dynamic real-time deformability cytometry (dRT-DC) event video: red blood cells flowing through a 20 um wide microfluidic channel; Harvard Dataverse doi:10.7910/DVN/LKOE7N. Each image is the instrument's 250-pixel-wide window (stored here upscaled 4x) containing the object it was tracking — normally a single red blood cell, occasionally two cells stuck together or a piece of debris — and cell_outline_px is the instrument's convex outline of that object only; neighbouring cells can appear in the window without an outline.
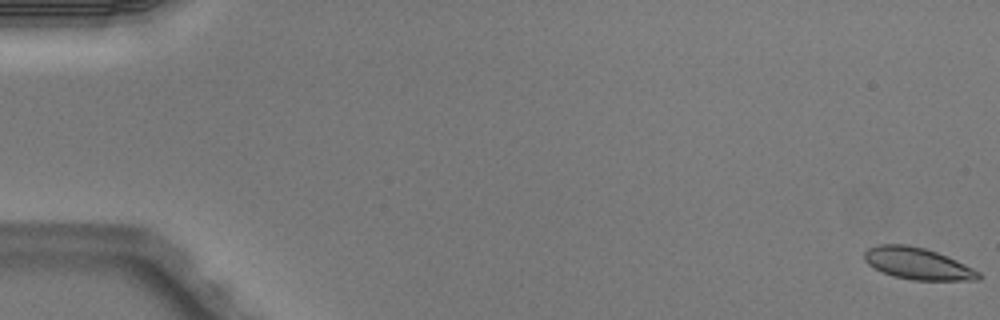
{"species": "Egyptian fruit bat (a non-hibernating species)", "species_latin": "Rousettus aegyptiacus", "temperature_condition": "warm", "stored_images_in_passage": 6, "camera_frame_rate_fps": 3000, "um_per_image_px": 0.085, "animal": {"sex": "male"}, "frame": {"image": 1, "passage_image": 1, "time_ms": 0.0, "image_size_px": [1000, 320], "cell_outline_px": [[984, 276], [980, 280], [912, 280], [892, 276], [880, 272], [868, 264], [864, 260], [864, 252], [868, 248], [880, 244], [908, 244], [924, 248], [948, 256], [980, 272]], "centroid_in_image_um": [77.99, 22.41], "position_along_channel_um": 7.0, "area_um2": 21.33}}
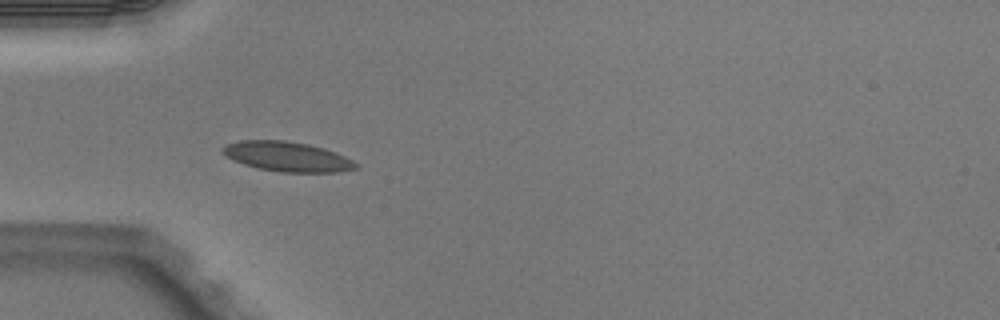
{"frame": {"image": 2, "passage_image": 5, "time_ms": 1.333, "image_size_px": [1000, 320], "cell_outline_px": [[360, 168], [340, 172], [280, 172], [256, 168], [232, 160], [220, 152], [220, 148], [224, 144], [240, 140], [284, 140], [308, 144], [324, 148], [336, 152], [360, 164]], "centroid_in_image_um": [24.4, 13.31], "position_along_channel_um": 60.6, "area_um2": 23.52}}